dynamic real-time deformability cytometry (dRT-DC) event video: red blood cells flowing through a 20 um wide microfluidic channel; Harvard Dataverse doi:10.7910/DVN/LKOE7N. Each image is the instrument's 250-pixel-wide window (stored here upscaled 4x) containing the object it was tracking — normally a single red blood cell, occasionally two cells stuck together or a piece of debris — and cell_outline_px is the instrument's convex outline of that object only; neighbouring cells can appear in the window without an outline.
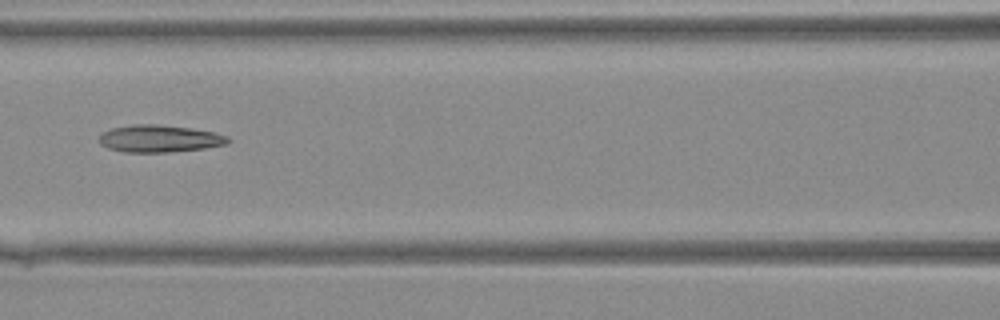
{"species": "Egyptian fruit bat (a non-hibernating species)", "species_latin": "Rousettus aegyptiacus", "temperature_condition": "warm", "stored_images_in_passage": 28, "camera_frame_rate_fps": 3000, "um_per_image_px": 0.085, "animal": {"sex": "female"}, "frame": {"image": 1, "passage_image": 6, "time_ms": 1.667, "image_size_px": [1000, 320], "cell_outline_px": [[228, 144], [204, 148], [168, 152], [124, 152], [108, 148], [100, 144], [100, 136], [104, 132], [112, 128], [132, 124], [156, 124], [192, 128], [212, 132], [228, 136]], "centroid_in_image_um": [13.54, 11.78], "position_along_channel_um": 153.1, "area_um2": 20.29}}
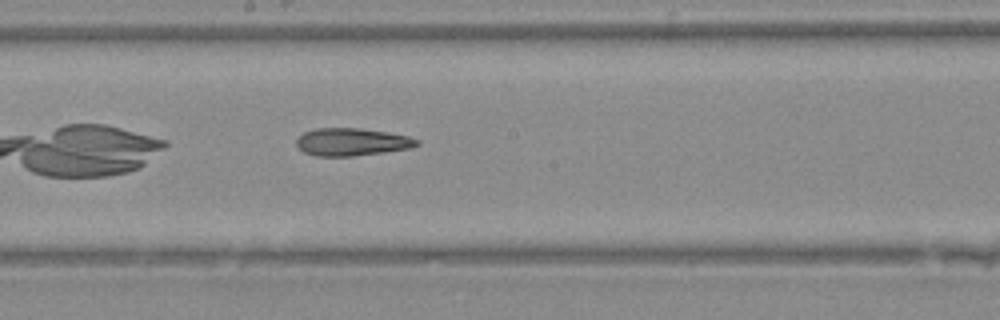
{"frame": {"image": 2, "passage_image": 10, "time_ms": 3.0, "image_size_px": [1000, 320], "cell_outline_px": [[420, 144], [412, 148], [384, 152], [352, 156], [316, 156], [304, 152], [296, 144], [296, 140], [304, 132], [316, 128], [360, 128], [388, 132], [408, 136], [420, 140]], "centroid_in_image_um": [29.94, 12.06], "position_along_channel_um": 218.3, "area_um2": 19.42}}
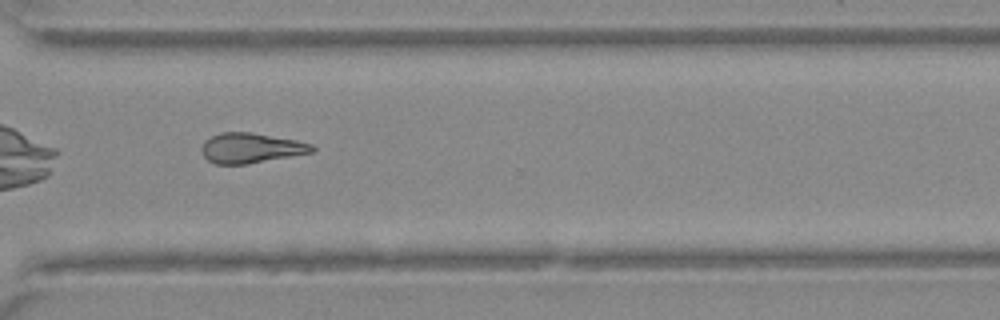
{"frame": {"image": 3, "passage_image": 18, "time_ms": 5.667, "image_size_px": [1000, 320], "cell_outline_px": [[316, 148], [312, 152], [248, 164], [216, 164], [208, 160], [204, 156], [200, 148], [204, 140], [220, 132], [252, 132], [296, 140], [312, 144]], "centroid_in_image_um": [21.3, 12.57], "position_along_channel_um": 349.3, "area_um2": 19.36}}